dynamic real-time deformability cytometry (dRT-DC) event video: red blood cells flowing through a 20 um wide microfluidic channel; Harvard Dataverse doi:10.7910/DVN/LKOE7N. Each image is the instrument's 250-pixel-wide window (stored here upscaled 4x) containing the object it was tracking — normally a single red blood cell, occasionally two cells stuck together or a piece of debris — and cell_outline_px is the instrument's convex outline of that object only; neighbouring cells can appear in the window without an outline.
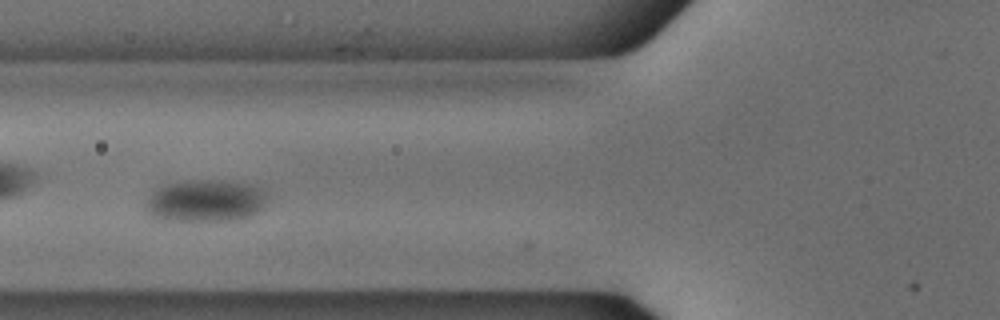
{"species": "common noctule bat (a hibernating species)", "species_latin": "Nyctalus noctula", "temperature_condition": "cold", "stored_images_in_passage": 45, "camera_frame_rate_fps": 3000, "um_per_image_px": 0.085, "animal": {"sex": "male", "body_mass_g": 18.8}, "frame": {"image": 1, "passage_image": 12, "time_ms": 3.667, "image_size_px": [1000, 320], "cell_outline_px": [[268, 196], [264, 208], [260, 212], [252, 216], [236, 220], [168, 220], [152, 216], [144, 208], [144, 204], [148, 196], [156, 188], [164, 184], [188, 180], [220, 180], [248, 184], [260, 188]], "centroid_in_image_um": [17.47, 17.06], "position_along_channel_um": 108.3, "area_um2": 30.17}}
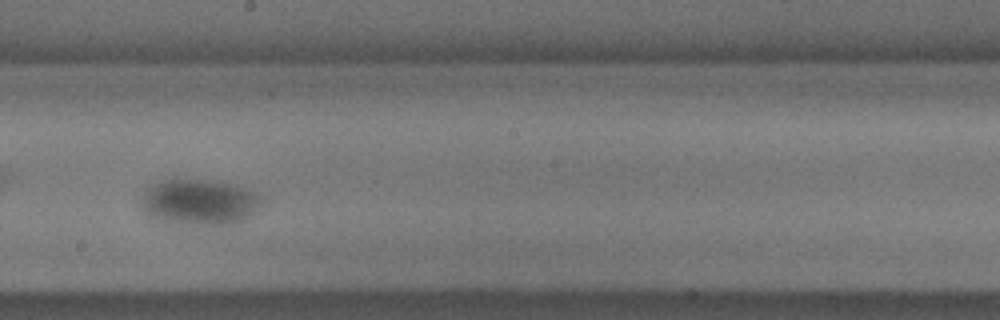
{"frame": {"image": 2, "passage_image": 22, "time_ms": 7.0, "image_size_px": [1000, 320], "cell_outline_px": [[260, 200], [252, 212], [240, 220], [228, 224], [192, 224], [164, 220], [148, 216], [140, 208], [144, 196], [152, 184], [160, 180], [208, 180], [236, 184], [248, 188], [260, 196]], "centroid_in_image_um": [16.91, 17.15], "position_along_channel_um": 231.3, "area_um2": 31.15}}
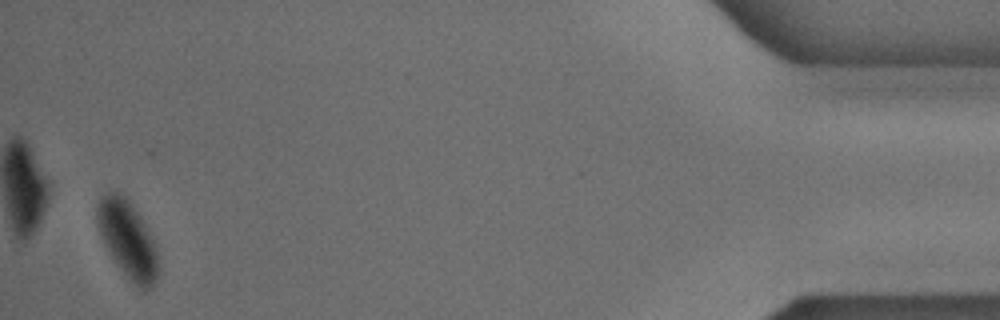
{"frame": {"image": 3, "passage_image": 44, "time_ms": 14.333, "image_size_px": [1000, 320], "cell_outline_px": [[160, 272], [152, 288], [144, 292], [116, 264], [104, 244], [100, 236], [96, 224], [96, 208], [100, 196], [104, 192], [120, 192], [132, 204], [148, 228], [156, 244], [160, 268]], "centroid_in_image_um": [10.87, 20.34], "position_along_channel_um": 424.3, "area_um2": 27.98}}